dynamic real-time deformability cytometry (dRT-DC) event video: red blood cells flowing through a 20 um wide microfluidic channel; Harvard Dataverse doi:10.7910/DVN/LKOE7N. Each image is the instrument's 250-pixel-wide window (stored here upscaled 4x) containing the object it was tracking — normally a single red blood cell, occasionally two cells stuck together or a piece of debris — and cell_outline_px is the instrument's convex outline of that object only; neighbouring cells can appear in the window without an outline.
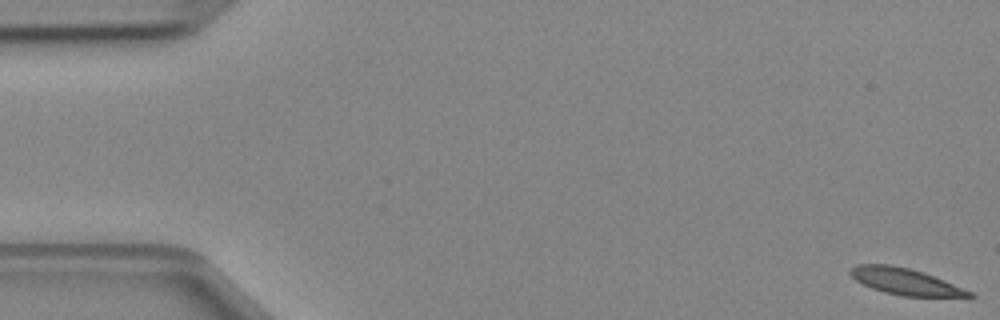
{"species": "Egyptian fruit bat (a non-hibernating species)", "species_latin": "Rousettus aegyptiacus", "temperature_condition": "cold", "stored_images_in_passage": 48, "camera_frame_rate_fps": 3000, "um_per_image_px": 0.085, "animal": {"sex": "female"}, "frame": {"image": 1, "passage_image": 1, "time_ms": 0.0, "image_size_px": [1000, 320], "cell_outline_px": [[976, 296], [972, 300], [900, 296], [884, 292], [872, 288], [856, 280], [848, 272], [856, 264], [888, 264], [908, 268], [924, 272], [944, 280], [972, 292]], "centroid_in_image_um": [77.13, 23.99], "position_along_channel_um": 7.9, "area_um2": 19.13}}
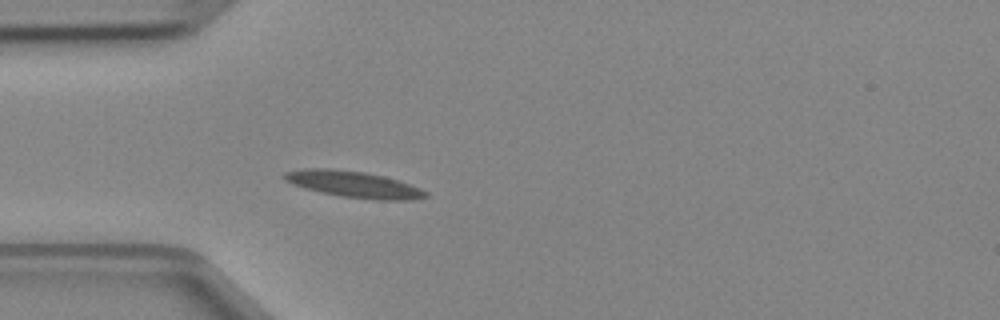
{"frame": {"image": 2, "passage_image": 14, "time_ms": 4.333, "image_size_px": [1000, 320], "cell_outline_px": [[428, 196], [412, 200], [376, 200], [340, 196], [320, 192], [304, 188], [292, 184], [284, 180], [280, 176], [284, 172], [304, 168], [332, 168], [364, 172], [384, 176], [420, 188], [428, 192]], "centroid_in_image_um": [30.01, 15.66], "position_along_channel_um": 55.0, "area_um2": 21.85}}
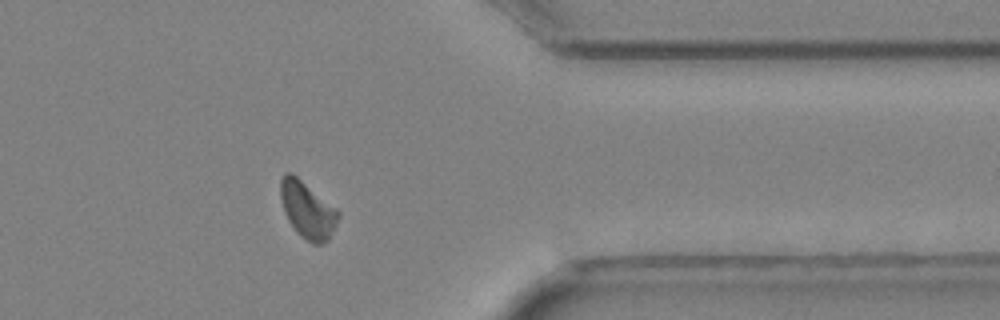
{"frame": {"image": 3, "passage_image": 39, "time_ms": 12.667, "image_size_px": [1000, 320], "cell_outline_px": [[340, 216], [328, 240], [324, 244], [312, 244], [300, 236], [296, 232], [288, 220], [284, 212], [280, 196], [280, 180], [284, 172], [292, 172], [336, 208], [340, 212]], "centroid_in_image_um": [26.12, 17.84], "position_along_channel_um": 385.3, "area_um2": 19.19}}